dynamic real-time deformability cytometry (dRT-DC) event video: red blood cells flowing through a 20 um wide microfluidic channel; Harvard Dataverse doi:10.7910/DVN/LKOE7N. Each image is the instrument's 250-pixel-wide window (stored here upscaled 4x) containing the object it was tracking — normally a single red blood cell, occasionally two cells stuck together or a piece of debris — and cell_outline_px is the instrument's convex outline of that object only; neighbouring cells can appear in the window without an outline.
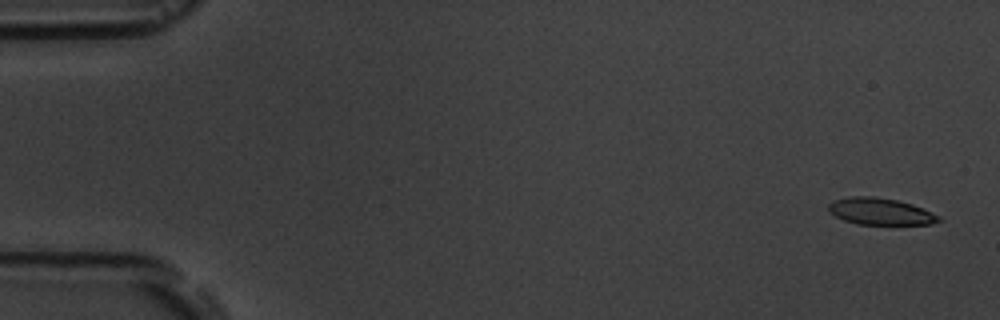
{"species": "common noctule bat (a hibernating species)", "species_latin": "Nyctalus noctula", "temperature_condition": "room temperature", "stored_images_in_passage": 6, "camera_frame_rate_fps": 3000, "um_per_image_px": 0.085, "animal": {"sex": "male", "body_mass_g": 19.5, "forearm_length_mm": 54.6}, "frame": {"image": 1, "passage_image": 1, "time_ms": 0.0, "image_size_px": [1000, 320], "cell_outline_px": [[940, 220], [932, 224], [856, 224], [844, 220], [828, 212], [828, 204], [832, 200], [852, 196], [872, 196], [896, 200], [912, 204], [932, 212], [940, 216]], "centroid_in_image_um": [74.79, 17.97], "position_along_channel_um": 10.2, "area_um2": 17.17}}